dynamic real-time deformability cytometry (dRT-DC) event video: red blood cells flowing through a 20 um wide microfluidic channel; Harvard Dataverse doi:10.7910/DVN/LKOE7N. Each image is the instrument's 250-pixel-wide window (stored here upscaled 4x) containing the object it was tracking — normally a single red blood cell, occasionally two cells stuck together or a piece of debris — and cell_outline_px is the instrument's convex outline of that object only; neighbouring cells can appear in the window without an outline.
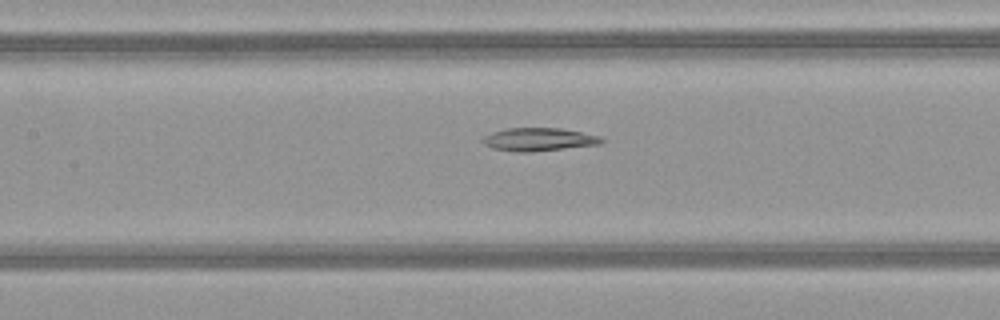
{"species": "common noctule bat (a hibernating species)", "species_latin": "Nyctalus noctula", "temperature_condition": "warm", "stored_images_in_passage": 31, "camera_frame_rate_fps": 3000, "um_per_image_px": 0.085, "animal": {"sex": "female", "body_mass_g": 21.9}, "frame": {"image": 1, "passage_image": 10, "time_ms": 3.0, "image_size_px": [1000, 320], "cell_outline_px": [[604, 140], [600, 144], [528, 152], [516, 152], [492, 148], [484, 144], [480, 140], [484, 136], [492, 132], [504, 128], [560, 128], [600, 136]], "centroid_in_image_um": [45.74, 11.84], "position_along_channel_um": 161.7, "area_um2": 15.9}}
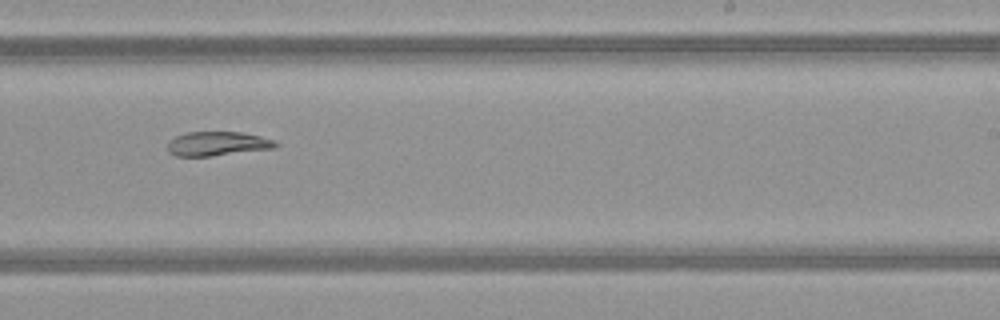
{"frame": {"image": 2, "passage_image": 18, "time_ms": 5.667, "image_size_px": [1000, 320], "cell_outline_px": [[280, 144], [276, 148], [212, 156], [176, 156], [168, 152], [168, 140], [176, 136], [188, 132], [240, 132], [260, 136], [276, 140]], "centroid_in_image_um": [18.51, 12.22], "position_along_channel_um": 270.5, "area_um2": 15.37}}
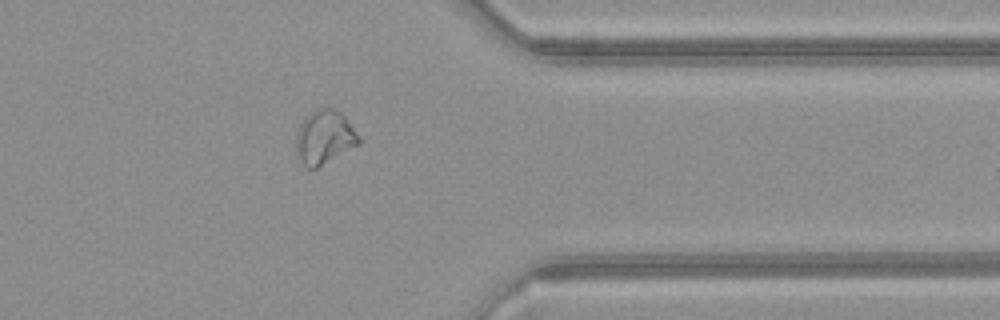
{"frame": {"image": 3, "passage_image": 27, "time_ms": 8.667, "image_size_px": [1000, 320], "cell_outline_px": [[360, 144], [316, 168], [308, 168], [300, 160], [296, 148], [296, 140], [300, 124], [304, 116], [316, 108], [332, 108], [340, 112], [344, 116], [360, 140]], "centroid_in_image_um": [27.56, 11.65], "position_along_channel_um": 383.8, "area_um2": 19.31}}